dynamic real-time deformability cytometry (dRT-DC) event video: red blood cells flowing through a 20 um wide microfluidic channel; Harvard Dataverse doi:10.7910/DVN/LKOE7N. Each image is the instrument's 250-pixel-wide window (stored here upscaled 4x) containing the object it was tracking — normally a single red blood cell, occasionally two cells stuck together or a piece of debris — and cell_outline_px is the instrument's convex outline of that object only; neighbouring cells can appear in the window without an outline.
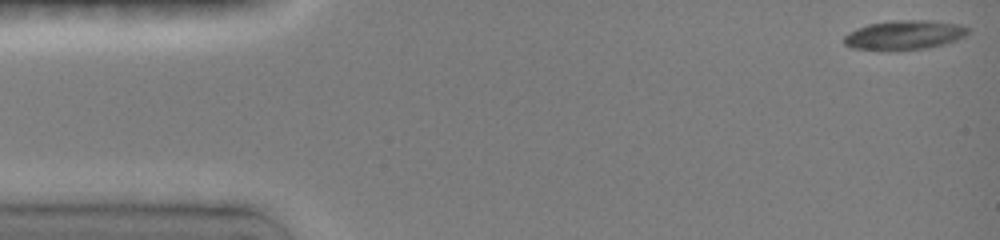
{"species": "common noctule bat (a hibernating species)", "species_latin": "Nyctalus noctula", "temperature_condition": "room temperature", "stored_images_in_passage": 60, "camera_frame_rate_fps": 3000, "um_per_image_px": 0.085, "animal": {"sex": "female", "body_mass_g": 19.0, "forearm_length_mm": 51.5}, "frame": {"image": 1, "passage_image": 1, "time_ms": 0.0, "image_size_px": [1000, 240], "cell_outline_px": [[972, 28], [964, 36], [956, 40], [944, 44], [928, 48], [888, 52], [852, 48], [844, 44], [844, 36], [868, 24], [908, 20], [924, 20], [960, 24]], "centroid_in_image_um": [76.9, 3.01], "position_along_channel_um": 8.1, "area_um2": 21.27}}
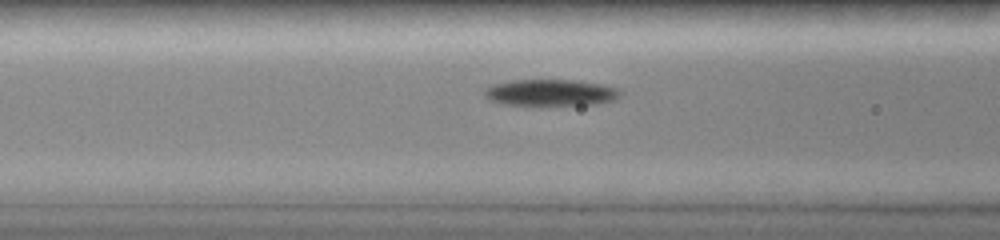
{"frame": {"image": 2, "passage_image": 22, "time_ms": 5.667, "image_size_px": [1000, 240], "cell_outline_px": [[620, 92], [612, 100], [596, 104], [540, 108], [504, 104], [492, 100], [484, 96], [484, 92], [488, 88], [496, 84], [516, 80], [572, 80], [600, 84], [612, 88]], "centroid_in_image_um": [46.74, 7.93], "position_along_channel_um": 119.9, "area_um2": 21.27}}
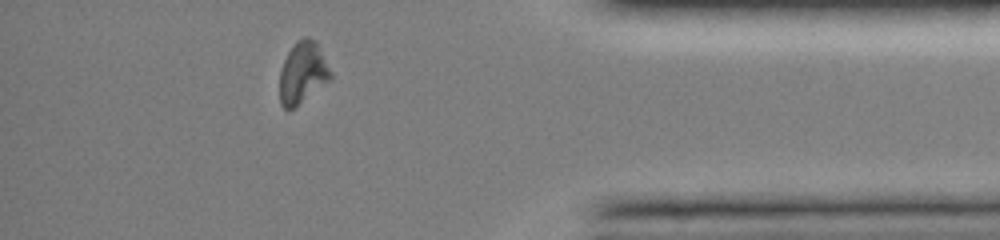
{"frame": {"image": 3, "passage_image": 53, "time_ms": 13.333, "image_size_px": [1000, 240], "cell_outline_px": [[332, 76], [328, 80], [292, 108], [284, 108], [280, 104], [280, 72], [284, 60], [288, 52], [296, 40], [304, 36], [308, 36], [316, 40], [332, 72]], "centroid_in_image_um": [25.72, 6.1], "position_along_channel_um": 409.5, "area_um2": 17.92}, "authors_computed_cell_mechanics": {"area_um2": 19.1318, "velocity_mm_per_s": 4.0398, "shape_relaxation_time_tau1_ms": 1.6579, "shape_relaxation_time_tau2_ms": null, "deformation_change_tau1": 0.1125, "deformation_change_tau2": null}}